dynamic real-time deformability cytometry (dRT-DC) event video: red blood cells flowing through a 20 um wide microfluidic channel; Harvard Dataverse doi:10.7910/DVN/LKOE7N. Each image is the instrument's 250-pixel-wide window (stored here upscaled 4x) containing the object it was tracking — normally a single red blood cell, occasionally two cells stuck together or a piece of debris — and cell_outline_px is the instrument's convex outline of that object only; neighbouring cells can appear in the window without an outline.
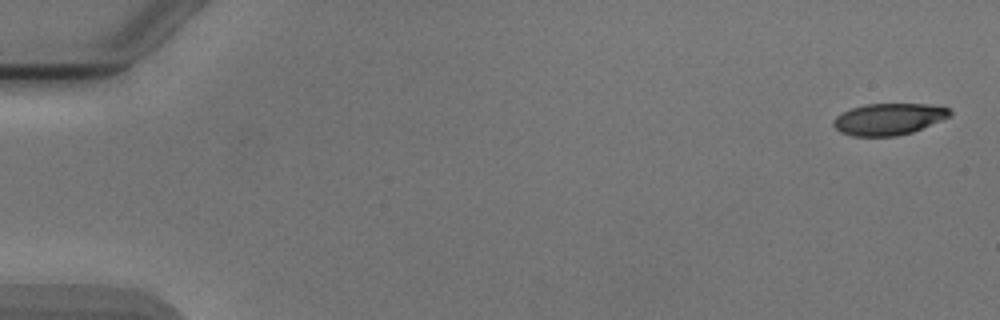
{"species": "Egyptian fruit bat (a non-hibernating species)", "species_latin": "Rousettus aegyptiacus", "temperature_condition": "cold", "stored_images_in_passage": 6, "camera_frame_rate_fps": 3000, "um_per_image_px": 0.085, "animal": {"sex": "male"}, "frame": {"image": 1, "passage_image": 1, "time_ms": 0.0, "image_size_px": [1000, 320], "cell_outline_px": [[952, 112], [948, 116], [912, 132], [896, 136], [852, 136], [840, 132], [832, 124], [836, 116], [852, 108], [864, 104], [928, 104], [948, 108]], "centroid_in_image_um": [75.49, 10.12], "position_along_channel_um": 9.5, "area_um2": 21.1}}
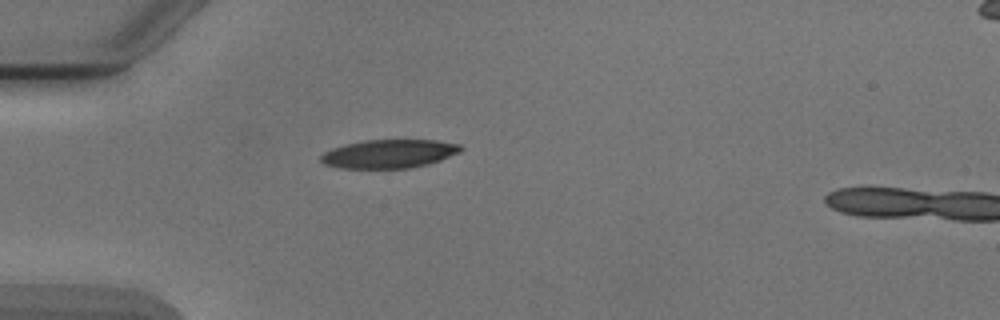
{"frame": {"image": 2, "passage_image": 5, "time_ms": 4.667, "image_size_px": [1000, 320], "cell_outline_px": [[464, 148], [460, 152], [440, 160], [428, 164], [412, 168], [340, 168], [324, 164], [320, 160], [320, 156], [324, 152], [332, 148], [348, 144], [368, 140], [436, 140], [460, 144]], "centroid_in_image_um": [33.09, 13.08], "position_along_channel_um": 51.9, "area_um2": 23.24}}